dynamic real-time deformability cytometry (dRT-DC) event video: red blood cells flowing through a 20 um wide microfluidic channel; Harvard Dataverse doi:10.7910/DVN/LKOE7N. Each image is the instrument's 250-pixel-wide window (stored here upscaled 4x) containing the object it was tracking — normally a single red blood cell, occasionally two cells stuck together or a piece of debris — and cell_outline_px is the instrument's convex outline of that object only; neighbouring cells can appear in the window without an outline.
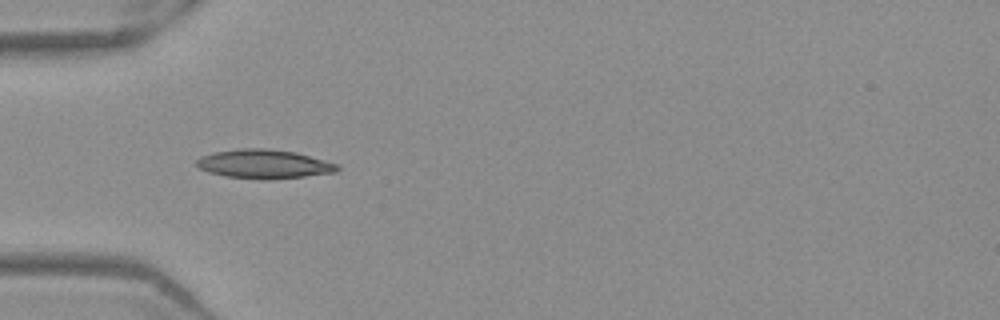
{"species": "Egyptian fruit bat (a non-hibernating species)", "species_latin": "Rousettus aegyptiacus", "temperature_condition": "warm", "stored_images_in_passage": 36, "camera_frame_rate_fps": 3000, "um_per_image_px": 0.085, "frame": {"image": 1, "passage_image": 1, "time_ms": 0.0, "image_size_px": [1000, 320], "cell_outline_px": [[340, 168], [336, 172], [304, 176], [268, 180], [260, 180], [224, 176], [208, 172], [200, 168], [196, 164], [196, 160], [200, 156], [216, 152], [240, 148], [268, 148], [296, 152], [340, 164]], "centroid_in_image_um": [22.46, 13.94], "position_along_channel_um": 62.5, "area_um2": 23.99}}
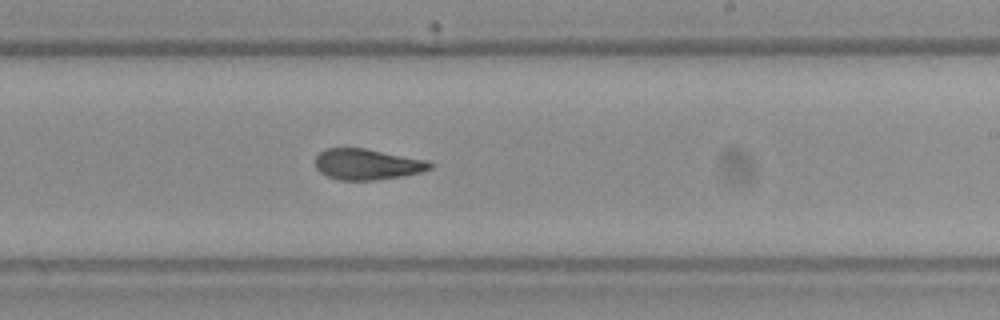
{"frame": {"image": 2, "passage_image": 16, "time_ms": 5.0, "image_size_px": [1000, 320], "cell_outline_px": [[432, 168], [420, 172], [404, 176], [376, 180], [340, 180], [328, 176], [320, 172], [316, 168], [316, 156], [324, 148], [368, 148], [428, 160], [432, 164]], "centroid_in_image_um": [31.23, 13.95], "position_along_channel_um": 257.8, "area_um2": 20.81}}
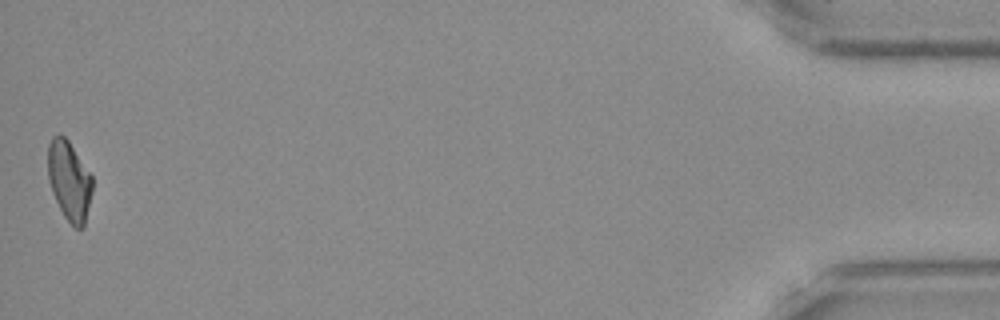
{"frame": {"image": 3, "passage_image": 36, "time_ms": 11.667, "image_size_px": [1000, 320], "cell_outline_px": [[92, 192], [84, 228], [76, 228], [64, 216], [52, 192], [48, 180], [48, 144], [52, 136], [60, 132], [68, 140], [92, 176]], "centroid_in_image_um": [5.88, 15.34], "position_along_channel_um": 429.3, "area_um2": 20.58}, "authors_computed_cell_mechanics": {"area_um2": 21.2126, "velocity_mm_per_s": 3.946, "shape_relaxation_time_tau1_ms": null, "shape_relaxation_time_tau2_ms": 3.3557, "deformation_change_tau1": null, "deformation_change_tau2": 0.0955}}